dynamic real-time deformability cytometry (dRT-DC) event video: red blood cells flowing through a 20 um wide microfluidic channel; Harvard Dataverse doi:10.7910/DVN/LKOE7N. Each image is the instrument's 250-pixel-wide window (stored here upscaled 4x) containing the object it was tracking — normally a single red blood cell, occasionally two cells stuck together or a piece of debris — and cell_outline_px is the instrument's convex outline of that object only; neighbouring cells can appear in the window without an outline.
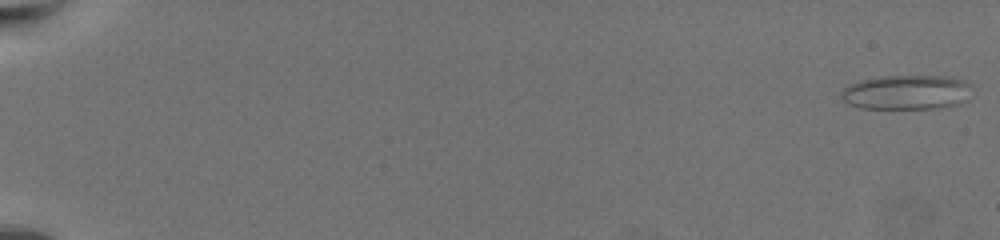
{"species": "common noctule bat (a hibernating species)", "species_latin": "Nyctalus noctula", "temperature_condition": "warm", "stored_images_in_passage": 63, "camera_frame_rate_fps": 3000, "um_per_image_px": 0.085, "animal": {"sex": "female", "body_mass_g": 19.5, "forearm_length_mm": 54.1}, "frame": {"image": 1, "passage_image": 1, "time_ms": 0.0, "image_size_px": [1000, 240], "cell_outline_px": [[968, 100], [956, 104], [940, 108], [860, 108], [848, 104], [840, 96], [840, 92], [848, 84], [860, 80], [884, 76], [944, 76], [964, 80], [968, 84]], "centroid_in_image_um": [77.0, 7.84], "position_along_channel_um": 8.0, "area_um2": 26.18}}
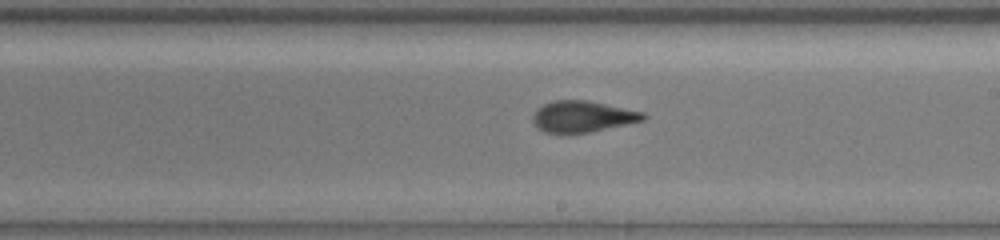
{"frame": {"image": 2, "passage_image": 40, "time_ms": 13.0, "image_size_px": [1000, 240], "cell_outline_px": [[648, 116], [644, 120], [588, 132], [568, 136], [560, 136], [544, 132], [536, 128], [532, 120], [532, 116], [544, 104], [552, 100], [588, 100], [644, 112]], "centroid_in_image_um": [49.47, 9.94], "position_along_channel_um": 239.5, "area_um2": 20.58}}
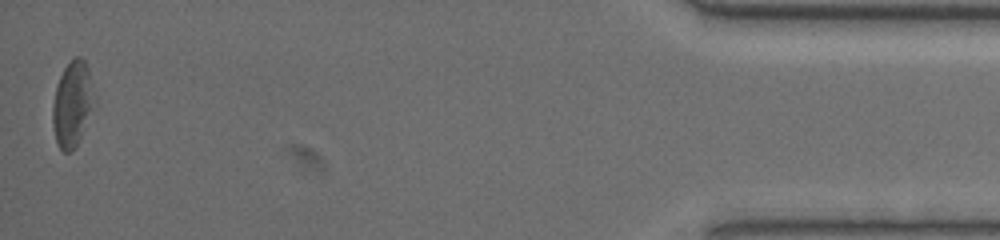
{"frame": {"image": 3, "passage_image": 63, "time_ms": 20.667, "image_size_px": [1000, 240], "cell_outline_px": [[96, 104], [76, 148], [72, 152], [64, 152], [56, 144], [52, 124], [52, 108], [56, 88], [60, 76], [64, 68], [76, 56], [80, 56], [84, 60], [88, 68], [96, 100]], "centroid_in_image_um": [6.17, 8.89], "position_along_channel_um": 429.0, "area_um2": 21.1}, "authors_computed_cell_mechanics": {"area_um2": 20.5768, "velocity_mm_per_s": 3.458, "shape_relaxation_time_tau1_ms": 4.0055, "shape_relaxation_time_tau2_ms": 1.6515, "deformation_change_tau1": 0.1747, "deformation_change_tau2": 0.103}}